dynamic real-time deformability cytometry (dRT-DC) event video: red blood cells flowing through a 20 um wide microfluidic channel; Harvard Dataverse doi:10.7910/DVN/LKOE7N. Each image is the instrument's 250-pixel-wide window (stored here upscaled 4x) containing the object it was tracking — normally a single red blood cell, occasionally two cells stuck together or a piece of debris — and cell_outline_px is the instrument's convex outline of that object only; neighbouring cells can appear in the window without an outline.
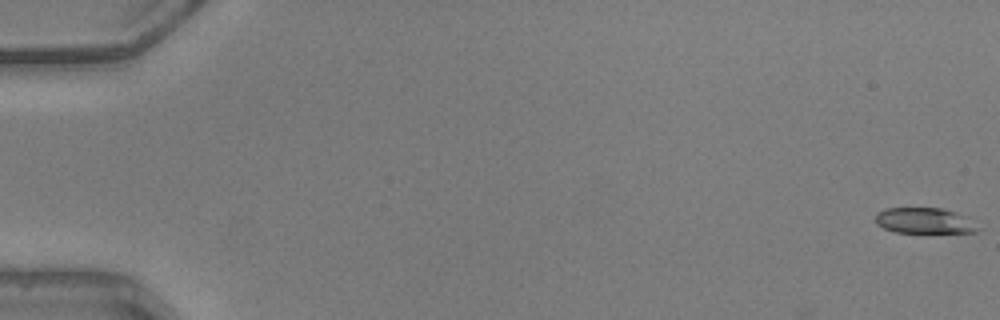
{"species": "common noctule bat (a hibernating species)", "species_latin": "Nyctalus noctula", "temperature_condition": "warm", "stored_images_in_passage": 50, "camera_frame_rate_fps": 3000, "um_per_image_px": 0.085, "animal": {"sex": "male", "body_mass_g": 20.5, "forearm_length_mm": 52.5}, "frame": {"image": 1, "passage_image": 1, "time_ms": 0.0, "image_size_px": [1000, 320], "cell_outline_px": [[980, 228], [976, 232], [896, 232], [884, 228], [876, 224], [876, 212], [884, 208], [940, 208], [956, 212], [968, 216]], "centroid_in_image_um": [78.58, 18.75], "position_along_channel_um": 6.4, "area_um2": 15.37}}
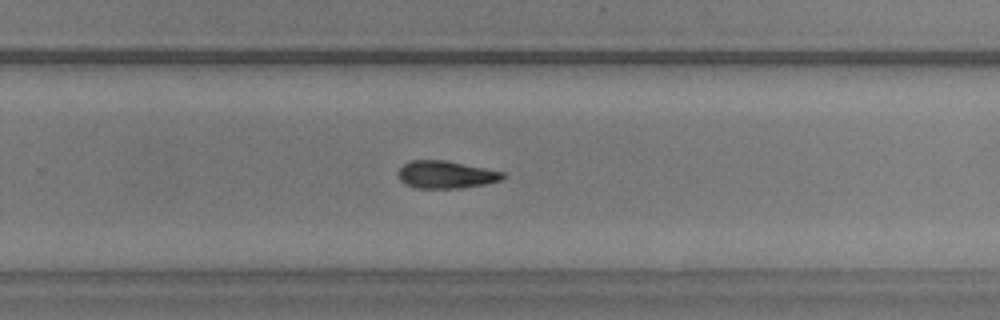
{"frame": {"image": 2, "passage_image": 34, "time_ms": 11.0, "image_size_px": [1000, 320], "cell_outline_px": [[508, 176], [500, 180], [484, 184], [460, 188], [416, 188], [404, 184], [400, 180], [396, 172], [404, 164], [412, 160], [444, 160], [504, 172]], "centroid_in_image_um": [37.88, 14.85], "position_along_channel_um": 291.9, "area_um2": 16.76}}
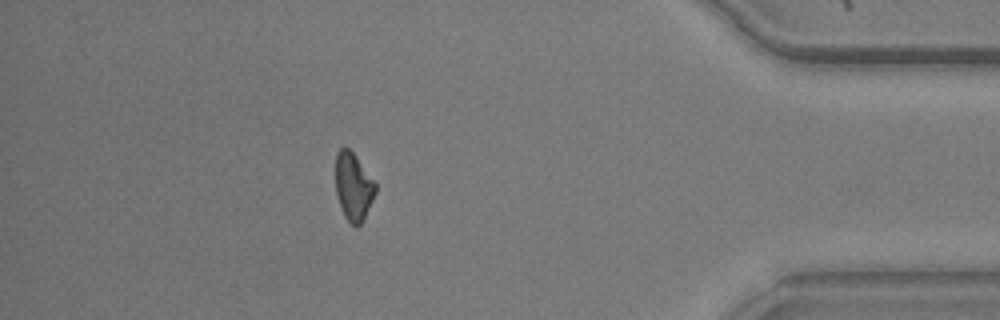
{"frame": {"image": 3, "passage_image": 45, "time_ms": 14.667, "image_size_px": [1000, 320], "cell_outline_px": [[376, 192], [360, 224], [356, 228], [344, 216], [336, 192], [336, 152], [340, 148], [348, 148], [352, 152], [376, 184]], "centroid_in_image_um": [30.02, 15.86], "position_along_channel_um": 405.2, "area_um2": 15.26}, "authors_computed_cell_mechanics": {"area_um2": 16.8776, "velocity_mm_per_s": 4.1563, "shape_relaxation_time_tau1_ms": 2.9115, "shape_relaxation_time_tau2_ms": 4.3621, "deformation_change_tau1": 0.1213, "deformation_change_tau2": 0.1181}}